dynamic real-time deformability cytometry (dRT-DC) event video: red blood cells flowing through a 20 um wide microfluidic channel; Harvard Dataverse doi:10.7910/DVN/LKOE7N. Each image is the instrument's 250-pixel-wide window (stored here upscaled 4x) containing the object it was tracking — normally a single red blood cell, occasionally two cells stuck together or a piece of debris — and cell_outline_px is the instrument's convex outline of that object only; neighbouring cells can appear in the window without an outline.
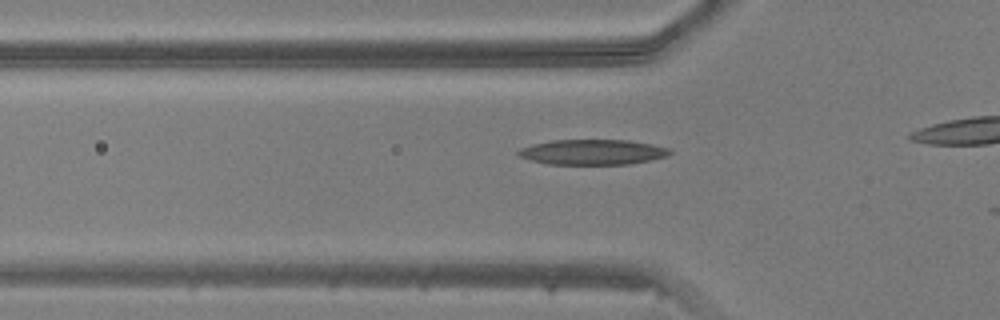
{"species": "common noctule bat (a hibernating species)", "species_latin": "Nyctalus noctula", "temperature_condition": "warm", "stored_images_in_passage": 7, "camera_frame_rate_fps": 3000, "um_per_image_px": 0.085, "animal": {"sex": "male", "body_mass_g": 20.5, "forearm_length_mm": 52.5}, "frame": {"image": 1, "passage_image": 6, "time_ms": 1.667, "image_size_px": [1000, 320], "cell_outline_px": [[672, 152], [668, 156], [652, 160], [628, 164], [548, 164], [532, 160], [520, 156], [516, 152], [520, 148], [532, 144], [552, 140], [628, 140], [652, 144], [668, 148]], "centroid_in_image_um": [50.39, 12.92], "position_along_channel_um": 75.4, "area_um2": 22.25}}